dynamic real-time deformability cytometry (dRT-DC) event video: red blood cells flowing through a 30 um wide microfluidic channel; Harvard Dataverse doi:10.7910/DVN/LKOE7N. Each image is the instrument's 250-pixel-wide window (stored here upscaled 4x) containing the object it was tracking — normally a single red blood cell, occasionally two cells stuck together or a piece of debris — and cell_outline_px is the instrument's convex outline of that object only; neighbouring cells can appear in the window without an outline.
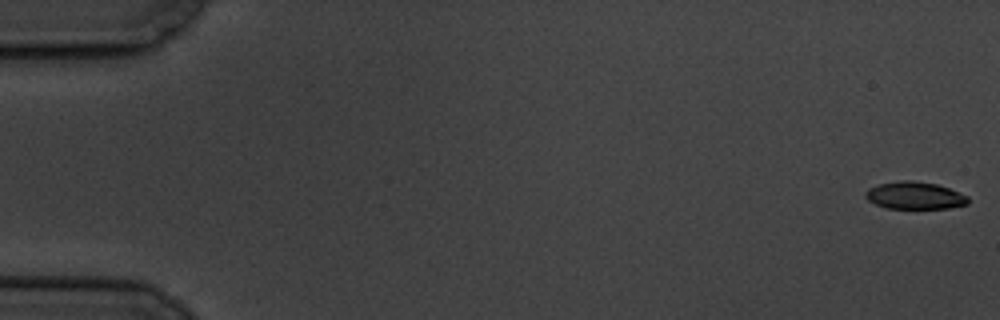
{"species": "common noctule bat (a hibernating species)", "species_latin": "Nyctalus noctula", "temperature_condition": "cold", "stored_images_in_passage": 6, "camera_frame_rate_fps": 3000, "um_per_image_px": 0.085, "animal": {"sex": "male", "body_mass_g": 19.5, "forearm_length_mm": 54.6}, "frame": {"image": 1, "passage_image": 1, "time_ms": 0.0, "image_size_px": [1000, 320], "cell_outline_px": [[968, 204], [948, 208], [888, 208], [876, 204], [868, 200], [864, 196], [864, 192], [868, 188], [880, 184], [900, 180], [912, 180], [936, 184], [948, 188], [968, 196]], "centroid_in_image_um": [77.73, 16.61], "position_along_channel_um": 7.3, "area_um2": 16.24}}
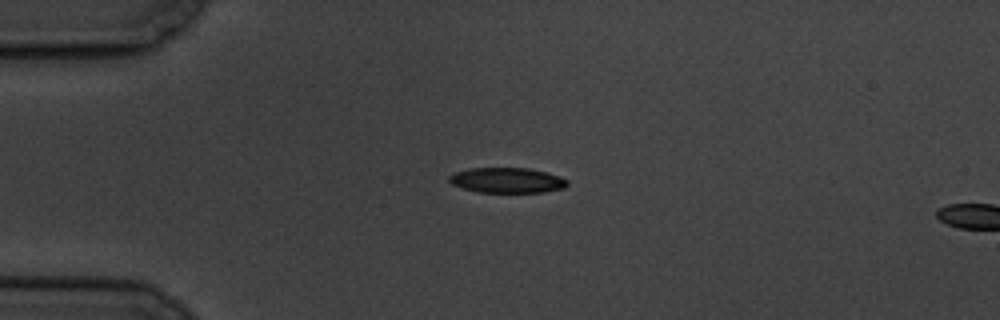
{"frame": {"image": 2, "passage_image": 5, "time_ms": 4.667, "image_size_px": [1000, 320], "cell_outline_px": [[568, 184], [564, 188], [544, 192], [476, 192], [452, 184], [448, 180], [448, 176], [456, 172], [468, 168], [528, 168], [560, 176], [568, 180]], "centroid_in_image_um": [43.1, 15.32], "position_along_channel_um": 41.9, "area_um2": 17.34}}